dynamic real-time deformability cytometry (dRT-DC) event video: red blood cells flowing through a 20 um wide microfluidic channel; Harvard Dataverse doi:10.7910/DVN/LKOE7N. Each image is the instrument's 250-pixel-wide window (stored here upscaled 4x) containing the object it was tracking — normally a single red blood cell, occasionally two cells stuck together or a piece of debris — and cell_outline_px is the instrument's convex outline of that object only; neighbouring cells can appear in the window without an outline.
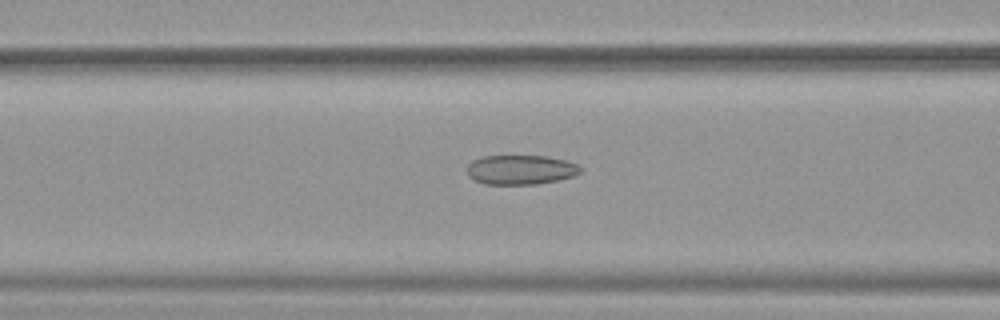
{"species": "common noctule bat (a hibernating species)", "species_latin": "Nyctalus noctula", "temperature_condition": "warm", "stored_images_in_passage": 44, "camera_frame_rate_fps": 3000, "um_per_image_px": 0.085, "animal": {"sex": "female", "body_mass_g": 19.9}, "frame": {"image": 1, "passage_image": 14, "time_ms": 4.333, "image_size_px": [1000, 320], "cell_outline_px": [[580, 172], [572, 176], [556, 180], [536, 184], [484, 184], [468, 176], [468, 164], [472, 160], [484, 156], [548, 156], [564, 160], [576, 164], [580, 168]], "centroid_in_image_um": [44.22, 14.42], "position_along_channel_um": 122.4, "area_um2": 19.25}}
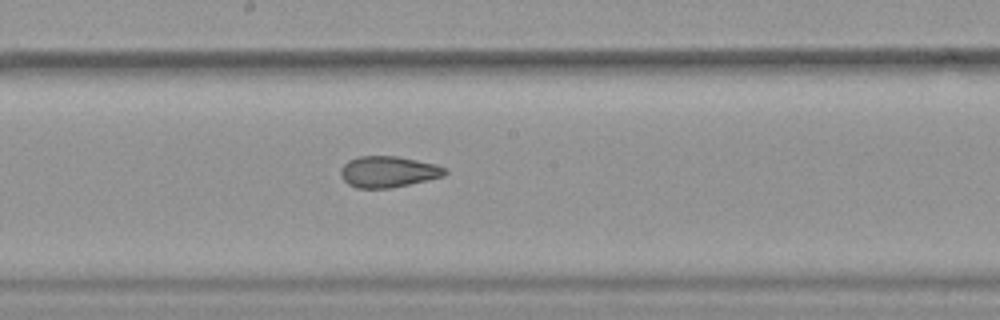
{"frame": {"image": 2, "passage_image": 21, "time_ms": 6.667, "image_size_px": [1000, 320], "cell_outline_px": [[448, 172], [444, 176], [392, 188], [356, 188], [348, 184], [340, 176], [340, 168], [348, 160], [360, 156], [396, 156], [436, 164], [448, 168]], "centroid_in_image_um": [33.0, 14.6], "position_along_channel_um": 215.2, "area_um2": 19.07}}
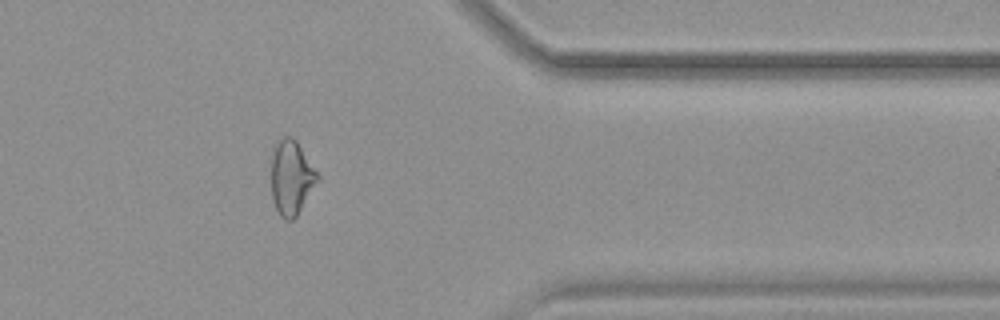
{"frame": {"image": 3, "passage_image": 35, "time_ms": 11.333, "image_size_px": [1000, 320], "cell_outline_px": [[320, 180], [296, 216], [292, 220], [284, 220], [280, 216], [272, 200], [272, 144], [284, 136], [292, 136], [296, 140], [320, 176]], "centroid_in_image_um": [24.77, 15.08], "position_along_channel_um": 386.6, "area_um2": 20.29}, "authors_computed_cell_mechanics": {"area_um2": 20.3456, "velocity_mm_per_s": 3.9844, "shape_relaxation_time_tau1_ms": null, "shape_relaxation_time_tau2_ms": 1.4057, "deformation_change_tau1": null, "deformation_change_tau2": 0.0845}}